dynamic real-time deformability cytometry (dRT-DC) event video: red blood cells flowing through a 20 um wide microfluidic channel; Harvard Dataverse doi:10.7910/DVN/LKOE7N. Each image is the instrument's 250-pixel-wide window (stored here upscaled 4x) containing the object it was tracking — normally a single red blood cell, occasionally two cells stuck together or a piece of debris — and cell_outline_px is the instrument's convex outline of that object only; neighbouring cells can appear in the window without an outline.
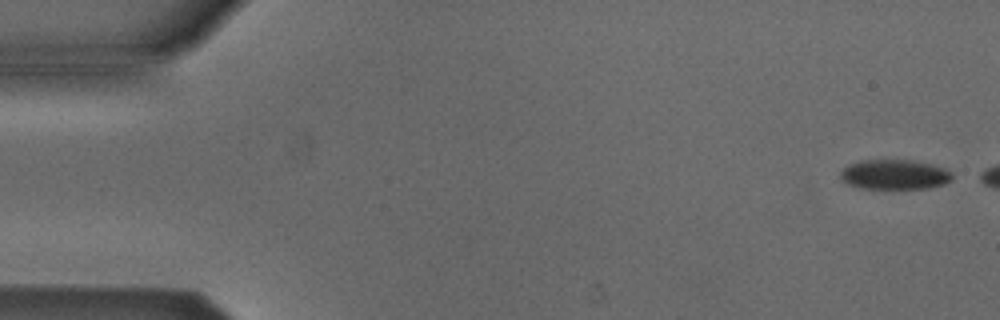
{"species": "Egyptian fruit bat (a non-hibernating species)", "species_latin": "Rousettus aegyptiacus", "temperature_condition": "cold", "stored_images_in_passage": 6, "segment_of_instrument_passage": [2, 2], "camera_frame_rate_fps": 3000, "um_per_image_px": 0.085, "animal": {"sex": "male"}, "frame": {"image": 1, "passage_image": 6, "time_ms": 6.0, "image_size_px": [1000, 320], "cell_outline_px": [[952, 180], [944, 184], [928, 188], [860, 188], [848, 184], [840, 176], [840, 172], [848, 164], [860, 160], [912, 160], [932, 164], [944, 168], [952, 172]], "centroid_in_image_um": [76.05, 14.82], "position_along_channel_um": 8.9, "area_um2": 19.42}}